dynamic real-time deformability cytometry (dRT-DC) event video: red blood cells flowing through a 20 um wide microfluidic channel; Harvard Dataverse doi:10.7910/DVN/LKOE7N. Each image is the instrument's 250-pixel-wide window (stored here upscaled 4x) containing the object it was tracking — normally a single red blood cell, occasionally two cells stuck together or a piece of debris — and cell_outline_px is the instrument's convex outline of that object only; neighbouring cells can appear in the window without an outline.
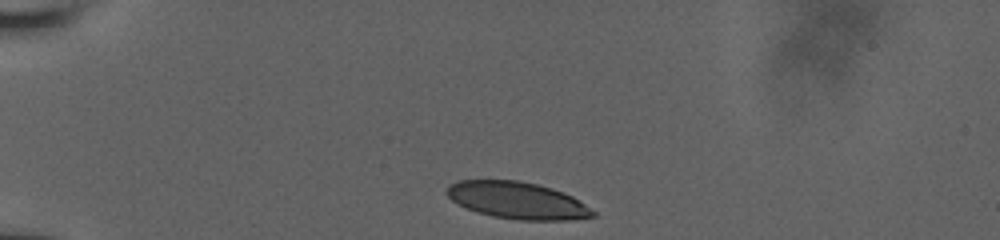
{"species": "human", "species_latin": "Homo sapiens", "temperature_condition": "room temperature", "stored_images_in_passage": 11, "camera_frame_rate_fps": 3000, "um_per_image_px": 0.085, "donor": {"sex": "male"}, "frame": {"image": 1, "passage_image": 1, "time_ms": 0.0, "image_size_px": [1000, 240], "cell_outline_px": [[596, 216], [568, 220], [520, 220], [492, 216], [476, 212], [452, 200], [444, 192], [448, 184], [460, 180], [516, 180], [536, 184], [552, 188], [572, 196], [596, 212]], "centroid_in_image_um": [43.95, 17.03], "position_along_channel_um": 41.0, "area_um2": 31.33}}
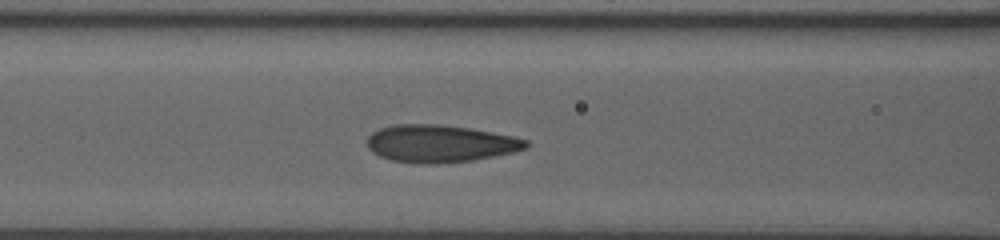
{"frame": {"image": 2, "passage_image": 7, "time_ms": 3.667, "image_size_px": [1000, 240], "cell_outline_px": [[532, 144], [528, 148], [512, 152], [472, 160], [436, 164], [420, 164], [392, 160], [380, 156], [372, 152], [368, 148], [368, 136], [372, 132], [380, 128], [396, 124], [436, 124], [468, 128], [492, 132], [512, 136], [528, 140]], "centroid_in_image_um": [37.41, 12.21], "position_along_channel_um": 129.2, "area_um2": 34.56}}
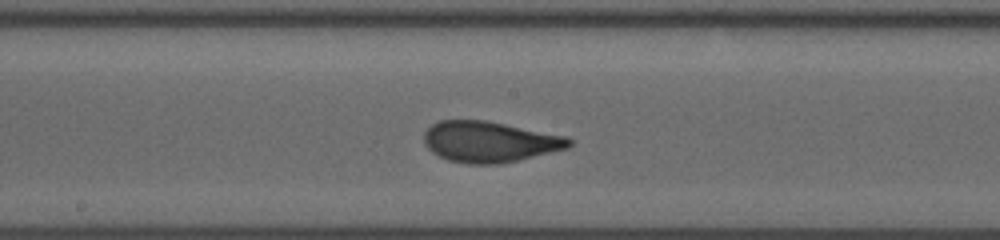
{"frame": {"image": 3, "passage_image": 10, "time_ms": 5.667, "image_size_px": [1000, 240], "cell_outline_px": [[572, 144], [568, 148], [500, 164], [468, 164], [448, 160], [432, 152], [424, 144], [424, 132], [432, 124], [440, 120], [484, 120], [568, 136], [572, 140]], "centroid_in_image_um": [41.61, 12.05], "position_along_channel_um": 206.6, "area_um2": 34.51}}